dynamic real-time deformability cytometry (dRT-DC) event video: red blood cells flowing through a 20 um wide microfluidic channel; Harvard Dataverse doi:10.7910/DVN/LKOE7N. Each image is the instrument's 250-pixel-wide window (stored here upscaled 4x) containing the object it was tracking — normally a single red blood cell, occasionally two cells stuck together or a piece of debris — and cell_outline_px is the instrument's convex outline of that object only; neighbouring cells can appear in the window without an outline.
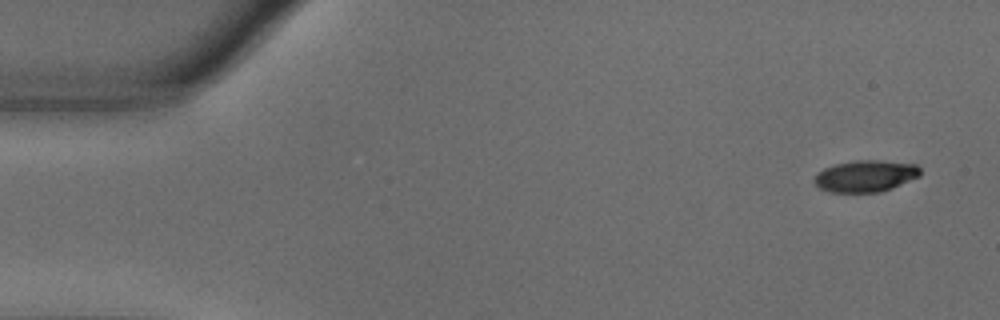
{"species": "common noctule bat (a hibernating species)", "species_latin": "Nyctalus noctula", "temperature_condition": "warm", "stored_images_in_passage": 53, "camera_frame_rate_fps": 3000, "um_per_image_px": 0.085, "animal": {"sex": "male", "body_mass_g": 18.8}, "frame": {"image": 1, "passage_image": 1, "time_ms": 0.0, "image_size_px": [1000, 320], "cell_outline_px": [[920, 176], [892, 188], [880, 192], [832, 192], [820, 188], [812, 180], [824, 168], [836, 164], [856, 160], [880, 160], [916, 164], [920, 168]], "centroid_in_image_um": [73.6, 14.96], "position_along_channel_um": 11.4, "area_um2": 19.42}}
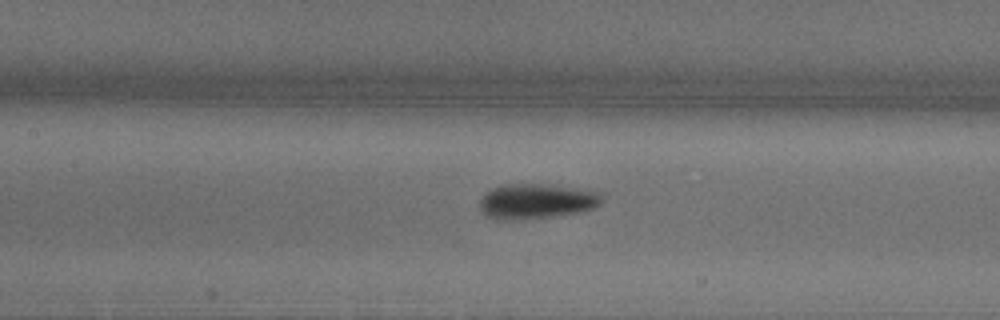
{"frame": {"image": 2, "passage_image": 23, "time_ms": 7.333, "image_size_px": [1000, 320], "cell_outline_px": [[600, 204], [592, 208], [580, 212], [552, 216], [512, 220], [504, 220], [488, 216], [480, 208], [480, 200], [484, 192], [500, 184], [556, 184], [584, 188], [600, 192]], "centroid_in_image_um": [45.6, 17.07], "position_along_channel_um": 161.8, "area_um2": 25.14}}
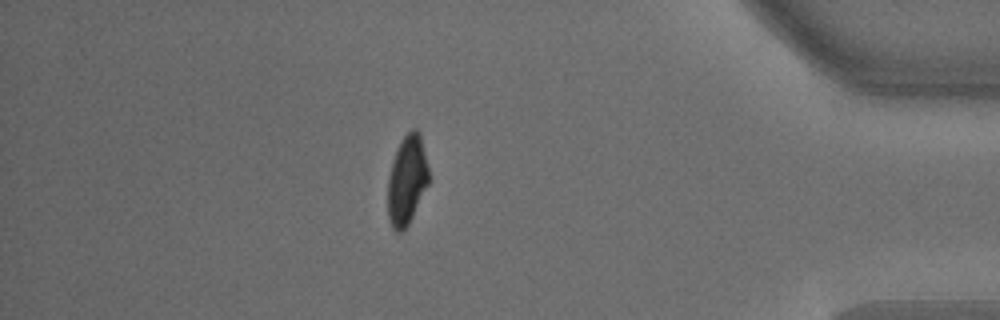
{"frame": {"image": 3, "passage_image": 46, "time_ms": 15.0, "image_size_px": [1000, 320], "cell_outline_px": [[428, 184], [408, 224], [400, 232], [396, 232], [392, 228], [388, 220], [388, 176], [392, 160], [396, 148], [400, 140], [412, 128], [416, 128], [420, 132], [428, 168]], "centroid_in_image_um": [34.57, 15.27], "position_along_channel_um": 400.6, "area_um2": 21.27}, "authors_computed_cell_mechanics": {"area_um2": 22.1374, "velocity_mm_per_s": 3.6386, "shape_relaxation_time_tau1_ms": 2.8612, "shape_relaxation_time_tau2_ms": 2.6835, "deformation_change_tau1": 0.154, "deformation_change_tau2": 0.0708}}